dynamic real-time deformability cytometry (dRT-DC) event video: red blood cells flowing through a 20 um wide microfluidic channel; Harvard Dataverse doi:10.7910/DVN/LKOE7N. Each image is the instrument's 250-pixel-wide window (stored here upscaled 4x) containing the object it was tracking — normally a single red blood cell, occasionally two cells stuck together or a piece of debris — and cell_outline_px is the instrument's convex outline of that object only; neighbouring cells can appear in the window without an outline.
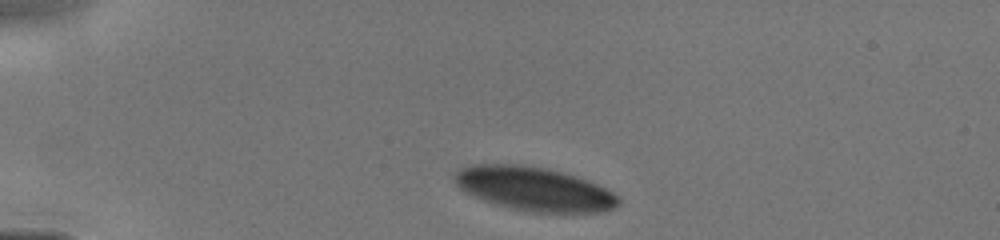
{"species": "human", "species_latin": "Homo sapiens", "temperature_condition": "cold", "stored_images_in_passage": 13, "camera_frame_rate_fps": 3000, "um_per_image_px": 0.085, "donor": {"sex": "male"}, "frame": {"image": 1, "passage_image": 1, "time_ms": 0.0, "image_size_px": [1000, 240], "cell_outline_px": [[620, 204], [616, 208], [604, 212], [532, 212], [508, 208], [484, 200], [464, 192], [456, 184], [452, 176], [456, 172], [464, 168], [476, 164], [520, 164], [548, 168], [576, 176], [588, 180], [612, 192], [620, 200]], "centroid_in_image_um": [45.41, 16.06], "position_along_channel_um": 39.6, "area_um2": 41.85}}
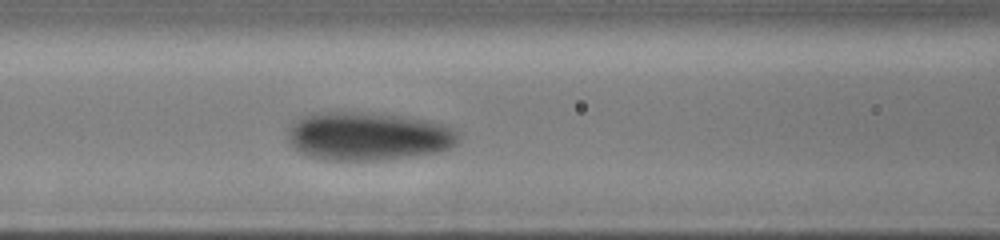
{"frame": {"image": 2, "passage_image": 8, "time_ms": 3.333, "image_size_px": [1000, 240], "cell_outline_px": [[460, 136], [456, 144], [448, 148], [436, 152], [384, 160], [328, 160], [308, 156], [292, 148], [288, 136], [288, 132], [292, 124], [300, 116], [316, 112], [352, 112], [404, 116], [428, 120], [444, 124], [452, 128]], "centroid_in_image_um": [31.26, 11.58], "position_along_channel_um": 135.3, "area_um2": 48.09}}
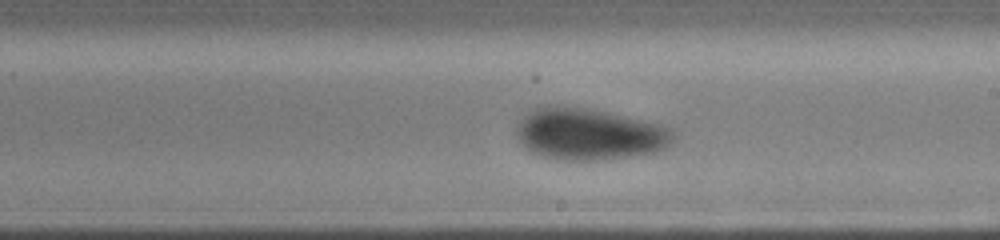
{"frame": {"image": 3, "passage_image": 13, "time_ms": 5.667, "image_size_px": [1000, 240], "cell_outline_px": [[676, 136], [664, 148], [656, 152], [604, 160], [560, 160], [544, 156], [532, 152], [516, 136], [516, 120], [524, 112], [536, 104], [556, 104], [584, 108], [608, 112], [660, 124], [672, 128], [676, 132]], "centroid_in_image_um": [50.01, 11.36], "position_along_channel_um": 239.0, "area_um2": 48.09}}